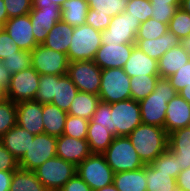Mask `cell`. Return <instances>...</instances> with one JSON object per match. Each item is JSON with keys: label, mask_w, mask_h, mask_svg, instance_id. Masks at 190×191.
I'll return each instance as SVG.
<instances>
[{"label": "cell", "mask_w": 190, "mask_h": 191, "mask_svg": "<svg viewBox=\"0 0 190 191\" xmlns=\"http://www.w3.org/2000/svg\"><path fill=\"white\" fill-rule=\"evenodd\" d=\"M128 138L145 165L151 164L168 148V134L163 127L141 123Z\"/></svg>", "instance_id": "cell-1"}, {"label": "cell", "mask_w": 190, "mask_h": 191, "mask_svg": "<svg viewBox=\"0 0 190 191\" xmlns=\"http://www.w3.org/2000/svg\"><path fill=\"white\" fill-rule=\"evenodd\" d=\"M176 94L169 79L159 77L154 91L138 102L142 123L164 128L167 104Z\"/></svg>", "instance_id": "cell-2"}, {"label": "cell", "mask_w": 190, "mask_h": 191, "mask_svg": "<svg viewBox=\"0 0 190 191\" xmlns=\"http://www.w3.org/2000/svg\"><path fill=\"white\" fill-rule=\"evenodd\" d=\"M102 154L115 173L134 171L145 166L128 136L114 137L109 147Z\"/></svg>", "instance_id": "cell-3"}, {"label": "cell", "mask_w": 190, "mask_h": 191, "mask_svg": "<svg viewBox=\"0 0 190 191\" xmlns=\"http://www.w3.org/2000/svg\"><path fill=\"white\" fill-rule=\"evenodd\" d=\"M101 44V31L87 24L74 27L67 53L68 61L94 60Z\"/></svg>", "instance_id": "cell-4"}, {"label": "cell", "mask_w": 190, "mask_h": 191, "mask_svg": "<svg viewBox=\"0 0 190 191\" xmlns=\"http://www.w3.org/2000/svg\"><path fill=\"white\" fill-rule=\"evenodd\" d=\"M98 96L109 104L131 99L130 77L123 68L102 69Z\"/></svg>", "instance_id": "cell-5"}, {"label": "cell", "mask_w": 190, "mask_h": 191, "mask_svg": "<svg viewBox=\"0 0 190 191\" xmlns=\"http://www.w3.org/2000/svg\"><path fill=\"white\" fill-rule=\"evenodd\" d=\"M76 168L74 164L55 156L41 164L34 173L48 191H60L76 174Z\"/></svg>", "instance_id": "cell-6"}, {"label": "cell", "mask_w": 190, "mask_h": 191, "mask_svg": "<svg viewBox=\"0 0 190 191\" xmlns=\"http://www.w3.org/2000/svg\"><path fill=\"white\" fill-rule=\"evenodd\" d=\"M76 173L95 191L113 183L115 172L103 154L91 153L77 165Z\"/></svg>", "instance_id": "cell-7"}, {"label": "cell", "mask_w": 190, "mask_h": 191, "mask_svg": "<svg viewBox=\"0 0 190 191\" xmlns=\"http://www.w3.org/2000/svg\"><path fill=\"white\" fill-rule=\"evenodd\" d=\"M142 123L139 103L127 99L111 104V133L116 136H128Z\"/></svg>", "instance_id": "cell-8"}, {"label": "cell", "mask_w": 190, "mask_h": 191, "mask_svg": "<svg viewBox=\"0 0 190 191\" xmlns=\"http://www.w3.org/2000/svg\"><path fill=\"white\" fill-rule=\"evenodd\" d=\"M29 17L34 38L40 45L45 41L53 26L61 20L60 6L49 1H32Z\"/></svg>", "instance_id": "cell-9"}, {"label": "cell", "mask_w": 190, "mask_h": 191, "mask_svg": "<svg viewBox=\"0 0 190 191\" xmlns=\"http://www.w3.org/2000/svg\"><path fill=\"white\" fill-rule=\"evenodd\" d=\"M102 69L93 60L69 62L67 75L81 92L99 95Z\"/></svg>", "instance_id": "cell-10"}, {"label": "cell", "mask_w": 190, "mask_h": 191, "mask_svg": "<svg viewBox=\"0 0 190 191\" xmlns=\"http://www.w3.org/2000/svg\"><path fill=\"white\" fill-rule=\"evenodd\" d=\"M140 25L139 20H135L124 11L111 18L109 26L101 32V42L102 44L135 43Z\"/></svg>", "instance_id": "cell-11"}, {"label": "cell", "mask_w": 190, "mask_h": 191, "mask_svg": "<svg viewBox=\"0 0 190 191\" xmlns=\"http://www.w3.org/2000/svg\"><path fill=\"white\" fill-rule=\"evenodd\" d=\"M68 64L67 54L49 49L42 44L31 51V65L40 75H66Z\"/></svg>", "instance_id": "cell-12"}, {"label": "cell", "mask_w": 190, "mask_h": 191, "mask_svg": "<svg viewBox=\"0 0 190 191\" xmlns=\"http://www.w3.org/2000/svg\"><path fill=\"white\" fill-rule=\"evenodd\" d=\"M57 137L46 133L35 135L23 157L18 161L19 168L34 171L48 159L56 156Z\"/></svg>", "instance_id": "cell-13"}, {"label": "cell", "mask_w": 190, "mask_h": 191, "mask_svg": "<svg viewBox=\"0 0 190 191\" xmlns=\"http://www.w3.org/2000/svg\"><path fill=\"white\" fill-rule=\"evenodd\" d=\"M39 78L40 74L32 66L12 74L9 86L6 90L7 99L15 103L35 100L39 86Z\"/></svg>", "instance_id": "cell-14"}, {"label": "cell", "mask_w": 190, "mask_h": 191, "mask_svg": "<svg viewBox=\"0 0 190 191\" xmlns=\"http://www.w3.org/2000/svg\"><path fill=\"white\" fill-rule=\"evenodd\" d=\"M135 45V43L101 44L93 61L101 69L123 68Z\"/></svg>", "instance_id": "cell-15"}, {"label": "cell", "mask_w": 190, "mask_h": 191, "mask_svg": "<svg viewBox=\"0 0 190 191\" xmlns=\"http://www.w3.org/2000/svg\"><path fill=\"white\" fill-rule=\"evenodd\" d=\"M2 28L7 31L21 50L31 52L39 45L33 35L29 14L9 18Z\"/></svg>", "instance_id": "cell-16"}, {"label": "cell", "mask_w": 190, "mask_h": 191, "mask_svg": "<svg viewBox=\"0 0 190 191\" xmlns=\"http://www.w3.org/2000/svg\"><path fill=\"white\" fill-rule=\"evenodd\" d=\"M16 108L17 125L33 135L44 133L42 103L35 100L21 101L17 103Z\"/></svg>", "instance_id": "cell-17"}, {"label": "cell", "mask_w": 190, "mask_h": 191, "mask_svg": "<svg viewBox=\"0 0 190 191\" xmlns=\"http://www.w3.org/2000/svg\"><path fill=\"white\" fill-rule=\"evenodd\" d=\"M91 154L86 139L66 135L57 137L56 156L77 166Z\"/></svg>", "instance_id": "cell-18"}, {"label": "cell", "mask_w": 190, "mask_h": 191, "mask_svg": "<svg viewBox=\"0 0 190 191\" xmlns=\"http://www.w3.org/2000/svg\"><path fill=\"white\" fill-rule=\"evenodd\" d=\"M190 126V104L178 93L167 104L164 129L167 134Z\"/></svg>", "instance_id": "cell-19"}, {"label": "cell", "mask_w": 190, "mask_h": 191, "mask_svg": "<svg viewBox=\"0 0 190 191\" xmlns=\"http://www.w3.org/2000/svg\"><path fill=\"white\" fill-rule=\"evenodd\" d=\"M123 69L130 78L139 75H159L158 61L142 52L136 45Z\"/></svg>", "instance_id": "cell-20"}, {"label": "cell", "mask_w": 190, "mask_h": 191, "mask_svg": "<svg viewBox=\"0 0 190 191\" xmlns=\"http://www.w3.org/2000/svg\"><path fill=\"white\" fill-rule=\"evenodd\" d=\"M34 137L35 135L16 124L0 140L3 146L19 161L28 151Z\"/></svg>", "instance_id": "cell-21"}, {"label": "cell", "mask_w": 190, "mask_h": 191, "mask_svg": "<svg viewBox=\"0 0 190 191\" xmlns=\"http://www.w3.org/2000/svg\"><path fill=\"white\" fill-rule=\"evenodd\" d=\"M181 40L171 31L156 39H136V46L149 57L159 60L169 49L180 45Z\"/></svg>", "instance_id": "cell-22"}, {"label": "cell", "mask_w": 190, "mask_h": 191, "mask_svg": "<svg viewBox=\"0 0 190 191\" xmlns=\"http://www.w3.org/2000/svg\"><path fill=\"white\" fill-rule=\"evenodd\" d=\"M168 149L176 156L180 168H190V126L168 134Z\"/></svg>", "instance_id": "cell-23"}, {"label": "cell", "mask_w": 190, "mask_h": 191, "mask_svg": "<svg viewBox=\"0 0 190 191\" xmlns=\"http://www.w3.org/2000/svg\"><path fill=\"white\" fill-rule=\"evenodd\" d=\"M190 60V55L181 45L169 49L158 60V74L161 78H169Z\"/></svg>", "instance_id": "cell-24"}, {"label": "cell", "mask_w": 190, "mask_h": 191, "mask_svg": "<svg viewBox=\"0 0 190 191\" xmlns=\"http://www.w3.org/2000/svg\"><path fill=\"white\" fill-rule=\"evenodd\" d=\"M74 27L60 20L49 31L43 46L61 53H68Z\"/></svg>", "instance_id": "cell-25"}, {"label": "cell", "mask_w": 190, "mask_h": 191, "mask_svg": "<svg viewBox=\"0 0 190 191\" xmlns=\"http://www.w3.org/2000/svg\"><path fill=\"white\" fill-rule=\"evenodd\" d=\"M113 184L118 191H147L146 165L134 171L115 173Z\"/></svg>", "instance_id": "cell-26"}, {"label": "cell", "mask_w": 190, "mask_h": 191, "mask_svg": "<svg viewBox=\"0 0 190 191\" xmlns=\"http://www.w3.org/2000/svg\"><path fill=\"white\" fill-rule=\"evenodd\" d=\"M44 133L59 137L63 134L68 113L51 103L42 104Z\"/></svg>", "instance_id": "cell-27"}, {"label": "cell", "mask_w": 190, "mask_h": 191, "mask_svg": "<svg viewBox=\"0 0 190 191\" xmlns=\"http://www.w3.org/2000/svg\"><path fill=\"white\" fill-rule=\"evenodd\" d=\"M114 137L108 127H102L100 124L89 120L86 140L91 153L102 154L109 147Z\"/></svg>", "instance_id": "cell-28"}, {"label": "cell", "mask_w": 190, "mask_h": 191, "mask_svg": "<svg viewBox=\"0 0 190 191\" xmlns=\"http://www.w3.org/2000/svg\"><path fill=\"white\" fill-rule=\"evenodd\" d=\"M78 92V88L67 74L63 76L56 75V95L51 104L68 112L70 105Z\"/></svg>", "instance_id": "cell-29"}, {"label": "cell", "mask_w": 190, "mask_h": 191, "mask_svg": "<svg viewBox=\"0 0 190 191\" xmlns=\"http://www.w3.org/2000/svg\"><path fill=\"white\" fill-rule=\"evenodd\" d=\"M99 102L100 98L98 95L79 91L67 113L72 116L91 120Z\"/></svg>", "instance_id": "cell-30"}, {"label": "cell", "mask_w": 190, "mask_h": 191, "mask_svg": "<svg viewBox=\"0 0 190 191\" xmlns=\"http://www.w3.org/2000/svg\"><path fill=\"white\" fill-rule=\"evenodd\" d=\"M89 5L86 0H67L61 7V20L72 27L85 24Z\"/></svg>", "instance_id": "cell-31"}, {"label": "cell", "mask_w": 190, "mask_h": 191, "mask_svg": "<svg viewBox=\"0 0 190 191\" xmlns=\"http://www.w3.org/2000/svg\"><path fill=\"white\" fill-rule=\"evenodd\" d=\"M147 191H183L170 173L160 172L151 164H146Z\"/></svg>", "instance_id": "cell-32"}, {"label": "cell", "mask_w": 190, "mask_h": 191, "mask_svg": "<svg viewBox=\"0 0 190 191\" xmlns=\"http://www.w3.org/2000/svg\"><path fill=\"white\" fill-rule=\"evenodd\" d=\"M9 191H48L34 171L18 168L13 172Z\"/></svg>", "instance_id": "cell-33"}, {"label": "cell", "mask_w": 190, "mask_h": 191, "mask_svg": "<svg viewBox=\"0 0 190 191\" xmlns=\"http://www.w3.org/2000/svg\"><path fill=\"white\" fill-rule=\"evenodd\" d=\"M159 75H139L130 78L131 99L140 102L155 89Z\"/></svg>", "instance_id": "cell-34"}, {"label": "cell", "mask_w": 190, "mask_h": 191, "mask_svg": "<svg viewBox=\"0 0 190 191\" xmlns=\"http://www.w3.org/2000/svg\"><path fill=\"white\" fill-rule=\"evenodd\" d=\"M89 8L96 13L107 14L111 18L123 13L129 0H86Z\"/></svg>", "instance_id": "cell-35"}, {"label": "cell", "mask_w": 190, "mask_h": 191, "mask_svg": "<svg viewBox=\"0 0 190 191\" xmlns=\"http://www.w3.org/2000/svg\"><path fill=\"white\" fill-rule=\"evenodd\" d=\"M151 165L160 172L170 173V176L175 179L182 171L178 159L168 148Z\"/></svg>", "instance_id": "cell-36"}, {"label": "cell", "mask_w": 190, "mask_h": 191, "mask_svg": "<svg viewBox=\"0 0 190 191\" xmlns=\"http://www.w3.org/2000/svg\"><path fill=\"white\" fill-rule=\"evenodd\" d=\"M16 105L9 99L0 102V138L17 124Z\"/></svg>", "instance_id": "cell-37"}, {"label": "cell", "mask_w": 190, "mask_h": 191, "mask_svg": "<svg viewBox=\"0 0 190 191\" xmlns=\"http://www.w3.org/2000/svg\"><path fill=\"white\" fill-rule=\"evenodd\" d=\"M168 30L180 40L190 35V14L178 8L168 23Z\"/></svg>", "instance_id": "cell-38"}, {"label": "cell", "mask_w": 190, "mask_h": 191, "mask_svg": "<svg viewBox=\"0 0 190 191\" xmlns=\"http://www.w3.org/2000/svg\"><path fill=\"white\" fill-rule=\"evenodd\" d=\"M56 95V75H40L35 101L51 103Z\"/></svg>", "instance_id": "cell-39"}, {"label": "cell", "mask_w": 190, "mask_h": 191, "mask_svg": "<svg viewBox=\"0 0 190 191\" xmlns=\"http://www.w3.org/2000/svg\"><path fill=\"white\" fill-rule=\"evenodd\" d=\"M167 31L168 24L161 23L154 18H149L141 23L136 34V39H156L164 35Z\"/></svg>", "instance_id": "cell-40"}, {"label": "cell", "mask_w": 190, "mask_h": 191, "mask_svg": "<svg viewBox=\"0 0 190 191\" xmlns=\"http://www.w3.org/2000/svg\"><path fill=\"white\" fill-rule=\"evenodd\" d=\"M1 63L11 74L23 71L32 66L31 52L20 50L11 56H7Z\"/></svg>", "instance_id": "cell-41"}, {"label": "cell", "mask_w": 190, "mask_h": 191, "mask_svg": "<svg viewBox=\"0 0 190 191\" xmlns=\"http://www.w3.org/2000/svg\"><path fill=\"white\" fill-rule=\"evenodd\" d=\"M88 124L89 120L68 114L64 125L63 135L77 139H86Z\"/></svg>", "instance_id": "cell-42"}, {"label": "cell", "mask_w": 190, "mask_h": 191, "mask_svg": "<svg viewBox=\"0 0 190 191\" xmlns=\"http://www.w3.org/2000/svg\"><path fill=\"white\" fill-rule=\"evenodd\" d=\"M125 11L140 23L151 18L153 12L150 0H129Z\"/></svg>", "instance_id": "cell-43"}, {"label": "cell", "mask_w": 190, "mask_h": 191, "mask_svg": "<svg viewBox=\"0 0 190 191\" xmlns=\"http://www.w3.org/2000/svg\"><path fill=\"white\" fill-rule=\"evenodd\" d=\"M8 17H18L29 14L32 9V0H4Z\"/></svg>", "instance_id": "cell-44"}, {"label": "cell", "mask_w": 190, "mask_h": 191, "mask_svg": "<svg viewBox=\"0 0 190 191\" xmlns=\"http://www.w3.org/2000/svg\"><path fill=\"white\" fill-rule=\"evenodd\" d=\"M181 5H171V4H155L151 3L152 15L151 18L158 20L161 23L168 24L176 10Z\"/></svg>", "instance_id": "cell-45"}, {"label": "cell", "mask_w": 190, "mask_h": 191, "mask_svg": "<svg viewBox=\"0 0 190 191\" xmlns=\"http://www.w3.org/2000/svg\"><path fill=\"white\" fill-rule=\"evenodd\" d=\"M168 79L177 93L190 84V60Z\"/></svg>", "instance_id": "cell-46"}, {"label": "cell", "mask_w": 190, "mask_h": 191, "mask_svg": "<svg viewBox=\"0 0 190 191\" xmlns=\"http://www.w3.org/2000/svg\"><path fill=\"white\" fill-rule=\"evenodd\" d=\"M91 120L111 132V104L100 101Z\"/></svg>", "instance_id": "cell-47"}, {"label": "cell", "mask_w": 190, "mask_h": 191, "mask_svg": "<svg viewBox=\"0 0 190 191\" xmlns=\"http://www.w3.org/2000/svg\"><path fill=\"white\" fill-rule=\"evenodd\" d=\"M21 49L16 45L14 40L9 36L7 31L1 27L0 29V62L7 56L15 54Z\"/></svg>", "instance_id": "cell-48"}, {"label": "cell", "mask_w": 190, "mask_h": 191, "mask_svg": "<svg viewBox=\"0 0 190 191\" xmlns=\"http://www.w3.org/2000/svg\"><path fill=\"white\" fill-rule=\"evenodd\" d=\"M111 17L107 14L96 13L93 9L89 8L85 20V24L92 26L98 31H104L109 26Z\"/></svg>", "instance_id": "cell-49"}, {"label": "cell", "mask_w": 190, "mask_h": 191, "mask_svg": "<svg viewBox=\"0 0 190 191\" xmlns=\"http://www.w3.org/2000/svg\"><path fill=\"white\" fill-rule=\"evenodd\" d=\"M18 168V160L3 146L0 140V170L15 171Z\"/></svg>", "instance_id": "cell-50"}, {"label": "cell", "mask_w": 190, "mask_h": 191, "mask_svg": "<svg viewBox=\"0 0 190 191\" xmlns=\"http://www.w3.org/2000/svg\"><path fill=\"white\" fill-rule=\"evenodd\" d=\"M60 191H93L89 185L76 173L69 179Z\"/></svg>", "instance_id": "cell-51"}, {"label": "cell", "mask_w": 190, "mask_h": 191, "mask_svg": "<svg viewBox=\"0 0 190 191\" xmlns=\"http://www.w3.org/2000/svg\"><path fill=\"white\" fill-rule=\"evenodd\" d=\"M177 186L183 191H190V168L183 169L176 178Z\"/></svg>", "instance_id": "cell-52"}, {"label": "cell", "mask_w": 190, "mask_h": 191, "mask_svg": "<svg viewBox=\"0 0 190 191\" xmlns=\"http://www.w3.org/2000/svg\"><path fill=\"white\" fill-rule=\"evenodd\" d=\"M14 171L0 170V191H9Z\"/></svg>", "instance_id": "cell-53"}, {"label": "cell", "mask_w": 190, "mask_h": 191, "mask_svg": "<svg viewBox=\"0 0 190 191\" xmlns=\"http://www.w3.org/2000/svg\"><path fill=\"white\" fill-rule=\"evenodd\" d=\"M11 73L7 70L3 64L0 62V86L7 90L10 80H11Z\"/></svg>", "instance_id": "cell-54"}, {"label": "cell", "mask_w": 190, "mask_h": 191, "mask_svg": "<svg viewBox=\"0 0 190 191\" xmlns=\"http://www.w3.org/2000/svg\"><path fill=\"white\" fill-rule=\"evenodd\" d=\"M9 19L4 0H0V27H3Z\"/></svg>", "instance_id": "cell-55"}, {"label": "cell", "mask_w": 190, "mask_h": 191, "mask_svg": "<svg viewBox=\"0 0 190 191\" xmlns=\"http://www.w3.org/2000/svg\"><path fill=\"white\" fill-rule=\"evenodd\" d=\"M178 94L190 104V84L186 85Z\"/></svg>", "instance_id": "cell-56"}, {"label": "cell", "mask_w": 190, "mask_h": 191, "mask_svg": "<svg viewBox=\"0 0 190 191\" xmlns=\"http://www.w3.org/2000/svg\"><path fill=\"white\" fill-rule=\"evenodd\" d=\"M150 3L181 5L182 0H150Z\"/></svg>", "instance_id": "cell-57"}, {"label": "cell", "mask_w": 190, "mask_h": 191, "mask_svg": "<svg viewBox=\"0 0 190 191\" xmlns=\"http://www.w3.org/2000/svg\"><path fill=\"white\" fill-rule=\"evenodd\" d=\"M180 45L190 55V35L181 39Z\"/></svg>", "instance_id": "cell-58"}, {"label": "cell", "mask_w": 190, "mask_h": 191, "mask_svg": "<svg viewBox=\"0 0 190 191\" xmlns=\"http://www.w3.org/2000/svg\"><path fill=\"white\" fill-rule=\"evenodd\" d=\"M180 8L190 14V0H182Z\"/></svg>", "instance_id": "cell-59"}, {"label": "cell", "mask_w": 190, "mask_h": 191, "mask_svg": "<svg viewBox=\"0 0 190 191\" xmlns=\"http://www.w3.org/2000/svg\"><path fill=\"white\" fill-rule=\"evenodd\" d=\"M95 191H118L117 188L114 186V184H110V185H107V186H104L103 188L101 189H98V190H95Z\"/></svg>", "instance_id": "cell-60"}, {"label": "cell", "mask_w": 190, "mask_h": 191, "mask_svg": "<svg viewBox=\"0 0 190 191\" xmlns=\"http://www.w3.org/2000/svg\"><path fill=\"white\" fill-rule=\"evenodd\" d=\"M32 1H49L53 2L61 7V5L66 2L67 0H32Z\"/></svg>", "instance_id": "cell-61"}, {"label": "cell", "mask_w": 190, "mask_h": 191, "mask_svg": "<svg viewBox=\"0 0 190 191\" xmlns=\"http://www.w3.org/2000/svg\"><path fill=\"white\" fill-rule=\"evenodd\" d=\"M7 99L6 97V90L0 86V102Z\"/></svg>", "instance_id": "cell-62"}]
</instances>
